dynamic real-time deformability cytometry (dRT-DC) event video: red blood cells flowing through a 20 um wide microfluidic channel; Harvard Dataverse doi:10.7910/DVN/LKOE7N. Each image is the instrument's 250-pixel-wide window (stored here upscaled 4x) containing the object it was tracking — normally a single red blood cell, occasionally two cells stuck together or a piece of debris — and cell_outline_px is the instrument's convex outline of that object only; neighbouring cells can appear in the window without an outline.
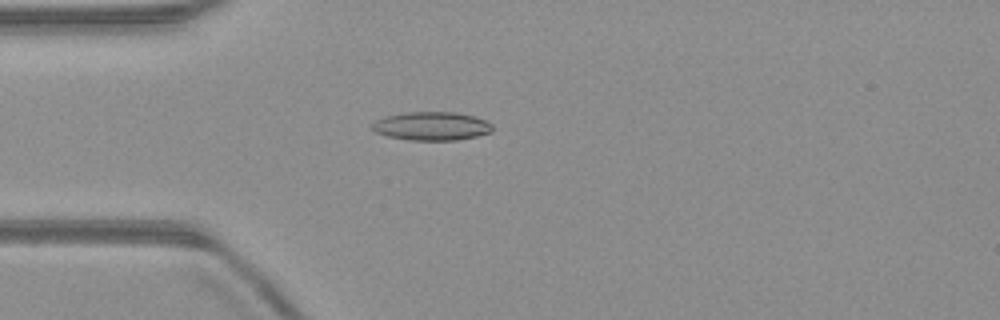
{"species": "common noctule bat (a hibernating species)", "species_latin": "Nyctalus noctula", "temperature_condition": "warm", "stored_images_in_passage": 51, "camera_frame_rate_fps": 3000, "um_per_image_px": 0.085, "animal": {"sex": "male", "body_mass_g": 23.1, "forearm_length_mm": 52.7}, "frame": {"image": 1, "passage_image": 14, "time_ms": 4.333, "image_size_px": [1000, 320], "cell_outline_px": [[492, 132], [476, 136], [456, 140], [408, 140], [388, 136], [376, 132], [372, 128], [372, 124], [376, 120], [384, 116], [408, 112], [456, 112], [476, 116], [488, 120], [492, 124]], "centroid_in_image_um": [36.73, 10.71], "position_along_channel_um": 48.3, "area_um2": 20.11}}
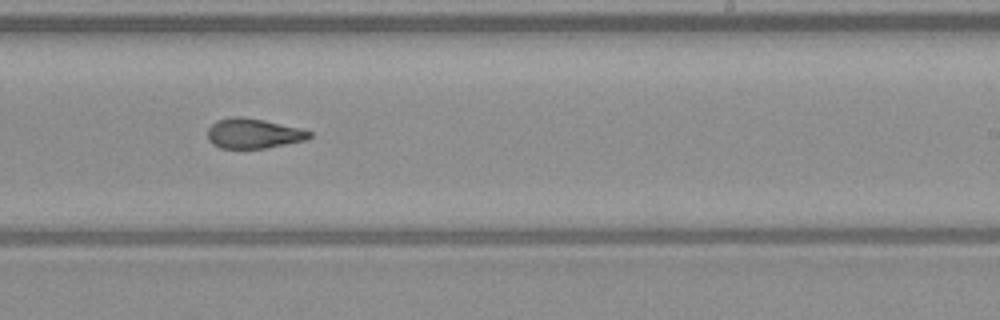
{"frame": {"image": 2, "passage_image": 31, "time_ms": 10.0, "image_size_px": [1000, 320], "cell_outline_px": [[312, 136], [304, 140], [264, 148], [220, 148], [212, 144], [208, 140], [208, 128], [216, 120], [232, 116], [240, 116], [264, 120], [300, 128], [312, 132]], "centroid_in_image_um": [21.5, 11.33], "position_along_channel_um": 267.5, "area_um2": 17.69}}
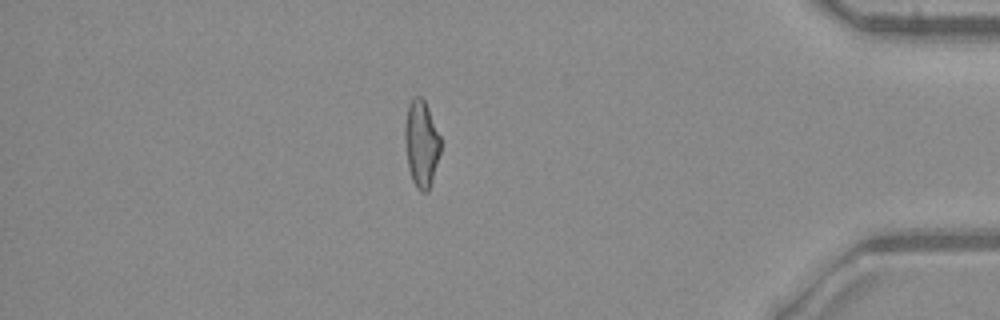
{"frame": {"image": 3, "passage_image": 44, "time_ms": 14.333, "image_size_px": [1000, 320], "cell_outline_px": [[440, 152], [432, 180], [428, 192], [420, 192], [416, 188], [412, 180], [408, 168], [404, 140], [404, 124], [408, 104], [412, 96], [420, 96], [424, 100], [428, 108], [440, 136]], "centroid_in_image_um": [35.79, 12.2], "position_along_channel_um": 399.4, "area_um2": 18.21}, "authors_computed_cell_mechanics": {"area_um2": 18.5538, "velocity_mm_per_s": 4.0384, "shape_relaxation_time_tau1_ms": 4.0676, "shape_relaxation_time_tau2_ms": 2.7388, "deformation_change_tau1": 0.161, "deformation_change_tau2": 0.1154}}